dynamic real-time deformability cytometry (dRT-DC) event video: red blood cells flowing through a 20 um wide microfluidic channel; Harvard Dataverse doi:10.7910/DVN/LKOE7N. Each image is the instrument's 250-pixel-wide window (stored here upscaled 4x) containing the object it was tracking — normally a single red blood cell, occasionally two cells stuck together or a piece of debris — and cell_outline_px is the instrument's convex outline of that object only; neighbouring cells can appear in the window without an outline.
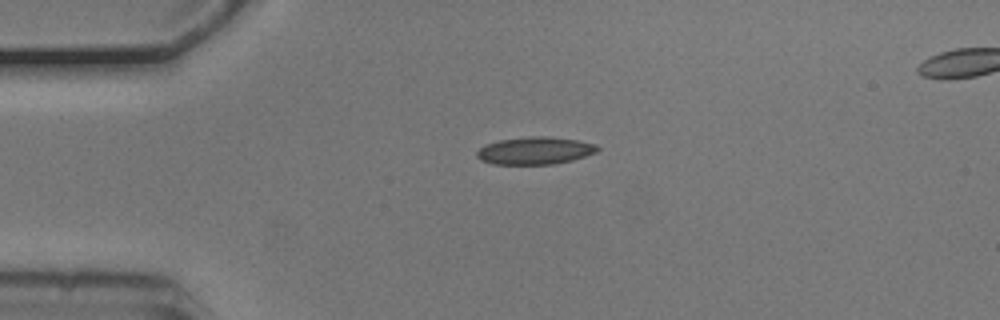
{"species": "common noctule bat (a hibernating species)", "species_latin": "Nyctalus noctula", "temperature_condition": "cold", "stored_images_in_passage": 3, "camera_frame_rate_fps": 3000, "um_per_image_px": 0.085, "animal": {"sex": "male", "body_mass_g": 20.5, "forearm_length_mm": 52.5}, "frame": {"image": 1, "passage_image": 1, "time_ms": 0.0, "image_size_px": [1000, 320], "cell_outline_px": [[600, 148], [596, 152], [572, 160], [552, 164], [492, 164], [480, 160], [476, 156], [476, 152], [484, 144], [500, 140], [528, 136], [548, 136], [576, 140], [596, 144]], "centroid_in_image_um": [45.44, 12.8], "position_along_channel_um": 39.6, "area_um2": 19.31}}